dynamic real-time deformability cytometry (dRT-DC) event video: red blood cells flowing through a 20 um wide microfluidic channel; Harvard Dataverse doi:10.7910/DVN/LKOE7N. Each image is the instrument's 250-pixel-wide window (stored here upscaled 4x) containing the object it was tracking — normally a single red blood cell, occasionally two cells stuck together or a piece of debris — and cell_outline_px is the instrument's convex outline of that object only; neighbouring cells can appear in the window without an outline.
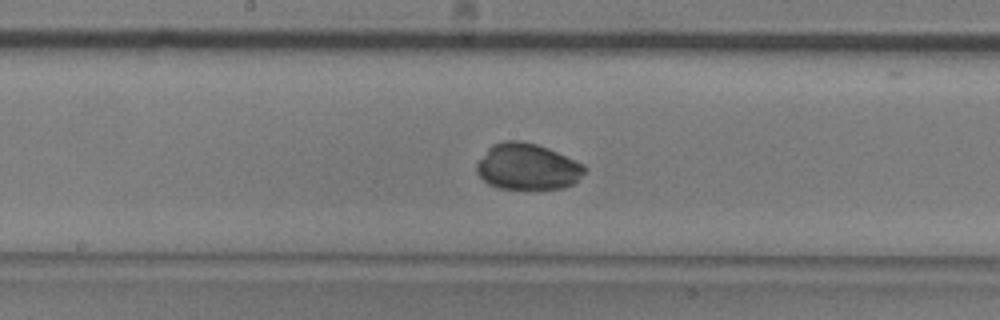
{"species": "common noctule bat (a hibernating species)", "species_latin": "Nyctalus noctula", "temperature_condition": "room temperature", "stored_images_in_passage": 8, "camera_frame_rate_fps": 3000, "um_per_image_px": 0.085, "animal": {"sex": "male", "body_mass_g": 20.5, "forearm_length_mm": 52.5}, "frame": {"image": 1, "passage_image": 8, "time_ms": 8.333, "image_size_px": [1000, 320], "cell_outline_px": [[588, 168], [572, 184], [564, 188], [496, 188], [488, 184], [476, 172], [476, 164], [488, 148], [492, 144], [504, 140], [520, 140], [536, 144], [548, 148], [584, 164]], "centroid_in_image_um": [44.81, 14.15], "position_along_channel_um": 203.4, "area_um2": 28.96}}